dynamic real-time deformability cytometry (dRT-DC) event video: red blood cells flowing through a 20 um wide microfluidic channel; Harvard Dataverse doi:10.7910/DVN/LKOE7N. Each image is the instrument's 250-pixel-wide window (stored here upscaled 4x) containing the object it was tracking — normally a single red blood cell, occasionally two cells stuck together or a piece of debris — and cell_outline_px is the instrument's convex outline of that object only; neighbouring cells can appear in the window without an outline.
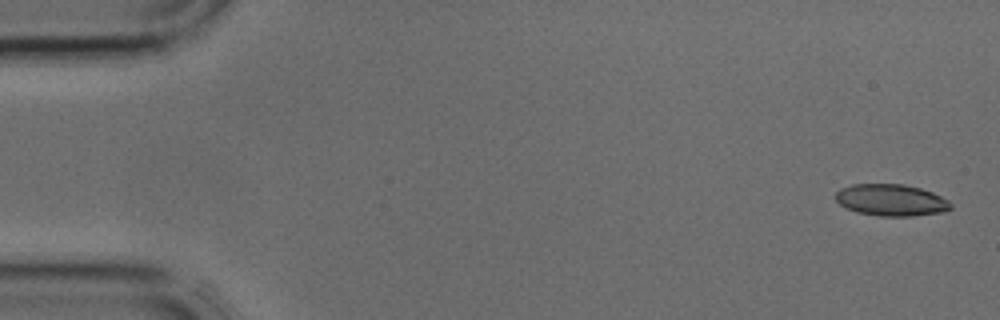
{"species": "common noctule bat (a hibernating species)", "species_latin": "Nyctalus noctula", "temperature_condition": "cold", "stored_images_in_passage": 3, "camera_frame_rate_fps": 3000, "um_per_image_px": 0.085, "animal": {"sex": "male", "body_mass_g": 17.9, "forearm_length_mm": 54.2}, "frame": {"image": 1, "passage_image": 1, "time_ms": 0.0, "image_size_px": [1000, 320], "cell_outline_px": [[952, 208], [940, 212], [912, 216], [880, 216], [856, 212], [840, 204], [836, 200], [836, 192], [840, 188], [852, 184], [904, 184], [920, 188], [932, 192], [948, 200], [952, 204]], "centroid_in_image_um": [75.74, 17.0], "position_along_channel_um": 9.3, "area_um2": 21.21}}